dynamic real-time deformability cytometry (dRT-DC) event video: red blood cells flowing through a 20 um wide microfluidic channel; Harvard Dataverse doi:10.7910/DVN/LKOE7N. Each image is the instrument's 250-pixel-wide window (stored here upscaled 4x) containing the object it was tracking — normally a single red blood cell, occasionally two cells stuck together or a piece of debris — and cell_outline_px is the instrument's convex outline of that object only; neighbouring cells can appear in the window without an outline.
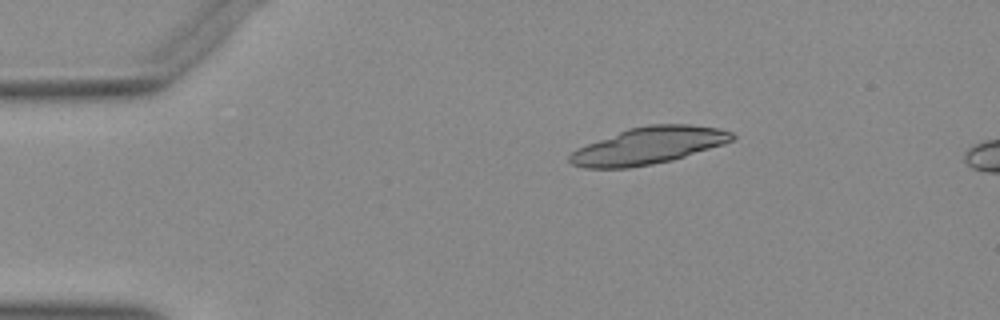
{"species": "Egyptian fruit bat (a non-hibernating species)", "species_latin": "Rousettus aegyptiacus", "temperature_condition": "warm", "stored_images_in_passage": 44, "camera_frame_rate_fps": 3000, "um_per_image_px": 0.085, "animal": {"sex": "female"}, "frame": {"image": 1, "passage_image": 1, "time_ms": 0.0, "image_size_px": [1000, 320], "cell_outline_px": [[736, 136], [732, 140], [724, 144], [672, 160], [652, 164], [628, 168], [584, 168], [572, 164], [568, 160], [568, 156], [576, 148], [628, 128], [648, 124], [692, 124], [716, 128], [732, 132]], "centroid_in_image_um": [55.1, 12.38], "position_along_channel_um": 29.9, "area_um2": 34.97}}